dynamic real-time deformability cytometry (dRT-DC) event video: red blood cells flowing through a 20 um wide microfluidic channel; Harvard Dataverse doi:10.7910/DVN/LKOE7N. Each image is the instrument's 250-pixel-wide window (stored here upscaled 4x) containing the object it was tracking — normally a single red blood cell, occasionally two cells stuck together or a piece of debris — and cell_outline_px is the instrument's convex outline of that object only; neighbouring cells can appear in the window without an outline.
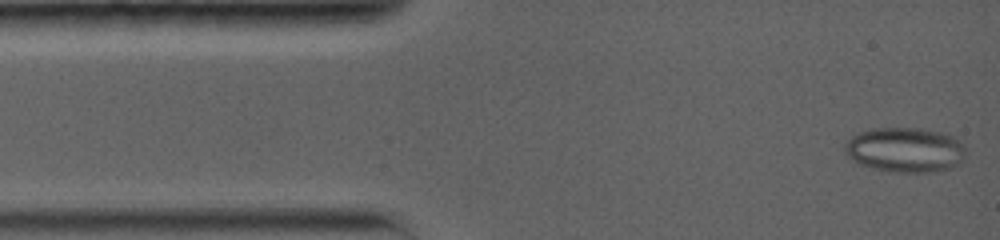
{"species": "common noctule bat (a hibernating species)", "species_latin": "Nyctalus noctula", "temperature_condition": "warm", "stored_images_in_passage": 6, "camera_frame_rate_fps": 5000, "um_per_image_px": 0.085, "animal": {"sex": "female", "body_mass_g": 19.0, "forearm_length_mm": 56.7}, "frame": {"image": 1, "passage_image": 1, "time_ms": 0.0, "image_size_px": [1000, 240], "cell_outline_px": [[964, 156], [960, 160], [948, 168], [928, 172], [892, 172], [860, 164], [844, 148], [844, 144], [852, 136], [860, 132], [876, 128], [920, 128], [944, 132], [952, 136], [964, 148]], "centroid_in_image_um": [76.93, 12.71], "position_along_channel_um": 8.1, "area_um2": 30.81}}
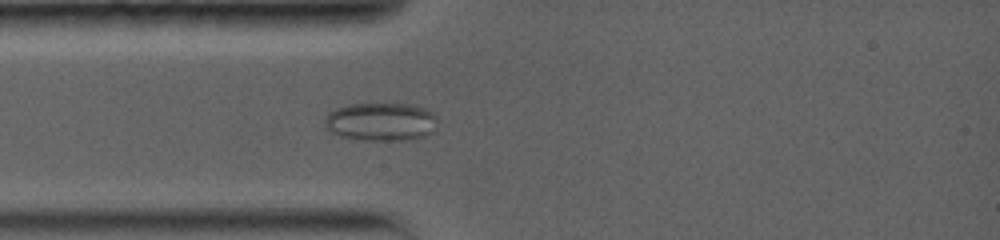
{"frame": {"image": 2, "passage_image": 6, "time_ms": 3.4, "image_size_px": [1000, 240], "cell_outline_px": [[432, 132], [424, 136], [408, 140], [356, 140], [340, 136], [324, 128], [324, 120], [328, 112], [336, 108], [348, 104], [412, 104], [424, 108], [432, 112]], "centroid_in_image_um": [32.27, 10.35], "position_along_channel_um": 52.7, "area_um2": 24.97}}